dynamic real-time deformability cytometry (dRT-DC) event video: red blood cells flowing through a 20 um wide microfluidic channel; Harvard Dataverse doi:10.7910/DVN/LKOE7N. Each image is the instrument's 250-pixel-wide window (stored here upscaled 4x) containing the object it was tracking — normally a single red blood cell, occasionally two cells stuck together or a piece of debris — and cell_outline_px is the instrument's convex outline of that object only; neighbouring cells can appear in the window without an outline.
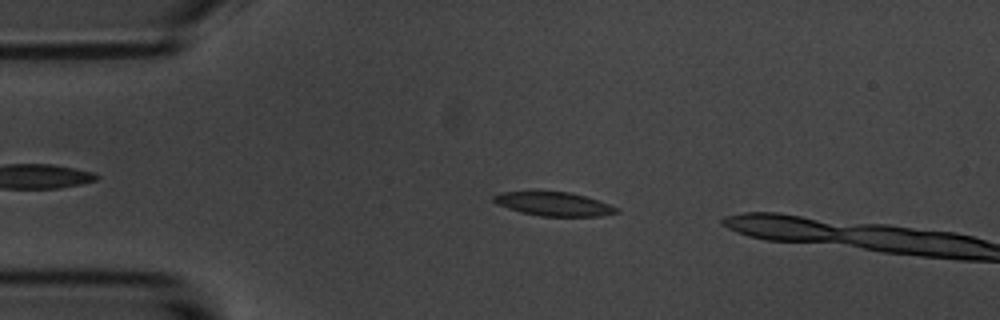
{"species": "common noctule bat (a hibernating species)", "species_latin": "Nyctalus noctula", "temperature_condition": "room temperature", "stored_images_in_passage": 5, "camera_frame_rate_fps": 3000, "um_per_image_px": 0.085, "animal": {"sex": "male", "body_mass_g": 20.1, "forearm_length_mm": 53.5}, "frame": {"image": 1, "passage_image": 3, "time_ms": 2.333, "image_size_px": [1000, 320], "cell_outline_px": [[620, 212], [600, 216], [540, 216], [520, 212], [496, 204], [492, 200], [492, 196], [500, 192], [572, 192], [620, 208]], "centroid_in_image_um": [47.06, 17.34], "position_along_channel_um": 37.9, "area_um2": 16.94}}